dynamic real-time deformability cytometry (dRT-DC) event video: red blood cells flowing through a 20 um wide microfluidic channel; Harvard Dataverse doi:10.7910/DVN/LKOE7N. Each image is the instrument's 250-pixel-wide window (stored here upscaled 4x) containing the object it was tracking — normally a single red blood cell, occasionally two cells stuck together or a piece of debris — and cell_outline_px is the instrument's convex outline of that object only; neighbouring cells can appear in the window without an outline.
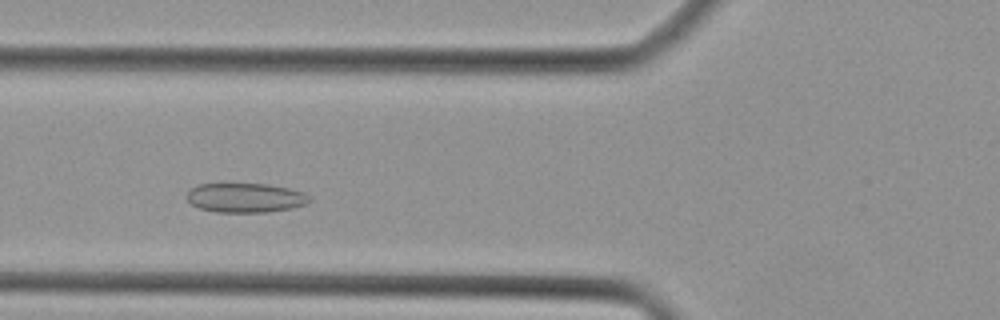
{"species": "Egyptian fruit bat (a non-hibernating species)", "species_latin": "Rousettus aegyptiacus", "temperature_condition": "cold", "stored_images_in_passage": 36, "camera_frame_rate_fps": 3000, "um_per_image_px": 0.085, "animal": {"sex": "female"}, "frame": {"image": 1, "passage_image": 9, "time_ms": 2.667, "image_size_px": [1000, 320], "cell_outline_px": [[308, 200], [304, 204], [292, 208], [268, 212], [216, 212], [200, 208], [192, 204], [188, 200], [188, 192], [196, 184], [268, 184], [288, 188], [304, 192], [308, 196]], "centroid_in_image_um": [20.84, 16.81], "position_along_channel_um": 105.0, "area_um2": 20.75}}
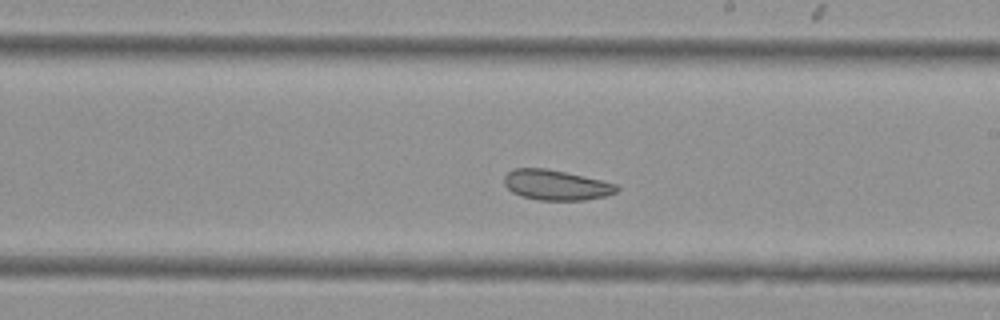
{"frame": {"image": 2, "passage_image": 18, "time_ms": 5.667, "image_size_px": [1000, 320], "cell_outline_px": [[620, 188], [616, 192], [604, 196], [584, 200], [540, 200], [520, 196], [512, 192], [504, 184], [504, 176], [512, 168], [544, 168], [564, 172], [600, 180], [616, 184]], "centroid_in_image_um": [47.23, 15.73], "position_along_channel_um": 241.8, "area_um2": 19.65}}
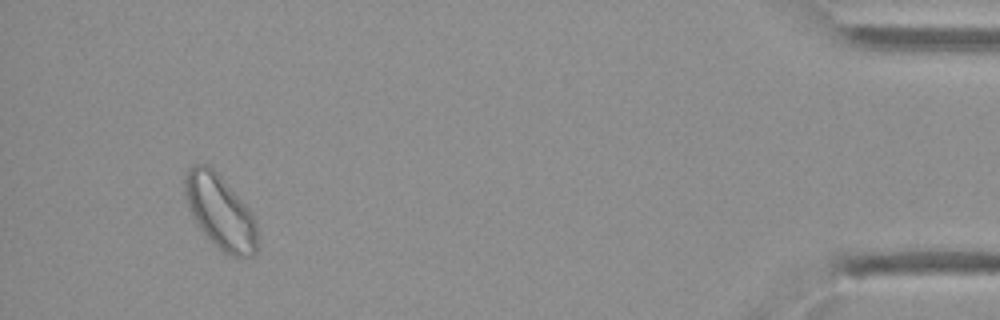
{"frame": {"image": 3, "passage_image": 34, "time_ms": 11.0, "image_size_px": [1000, 320], "cell_outline_px": [[256, 252], [252, 256], [232, 256], [224, 252], [200, 228], [192, 216], [188, 208], [184, 192], [184, 176], [188, 168], [196, 164], [208, 164], [220, 176], [252, 212], [256, 220]], "centroid_in_image_um": [18.69, 17.97], "position_along_channel_um": 416.5, "area_um2": 30.75}}